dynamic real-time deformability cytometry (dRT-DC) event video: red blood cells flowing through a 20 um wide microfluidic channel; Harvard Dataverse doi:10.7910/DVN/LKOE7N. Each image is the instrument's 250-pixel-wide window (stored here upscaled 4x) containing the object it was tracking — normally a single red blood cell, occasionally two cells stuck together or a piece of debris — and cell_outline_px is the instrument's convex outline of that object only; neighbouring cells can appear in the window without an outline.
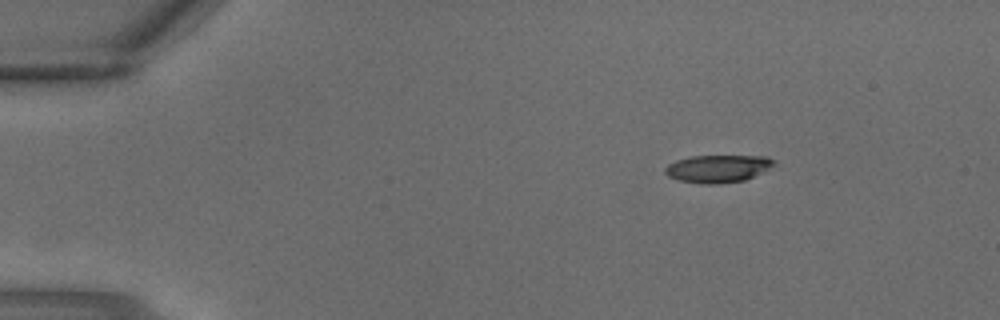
{"species": "common noctule bat (a hibernating species)", "species_latin": "Nyctalus noctula", "temperature_condition": "warm", "stored_images_in_passage": 3, "segment_of_instrument_passage": [2, 2], "camera_frame_rate_fps": 3000, "um_per_image_px": 0.085, "animal": {"sex": "male", "body_mass_g": 18.8}, "frame": {"image": 1, "passage_image": 3, "time_ms": 0.667, "image_size_px": [1000, 320], "cell_outline_px": [[776, 164], [744, 180], [720, 184], [700, 184], [680, 180], [668, 176], [664, 172], [664, 168], [668, 164], [676, 160], [692, 156], [768, 156], [776, 160]], "centroid_in_image_um": [61.0, 14.33], "position_along_channel_um": 24.0, "area_um2": 17.46}}